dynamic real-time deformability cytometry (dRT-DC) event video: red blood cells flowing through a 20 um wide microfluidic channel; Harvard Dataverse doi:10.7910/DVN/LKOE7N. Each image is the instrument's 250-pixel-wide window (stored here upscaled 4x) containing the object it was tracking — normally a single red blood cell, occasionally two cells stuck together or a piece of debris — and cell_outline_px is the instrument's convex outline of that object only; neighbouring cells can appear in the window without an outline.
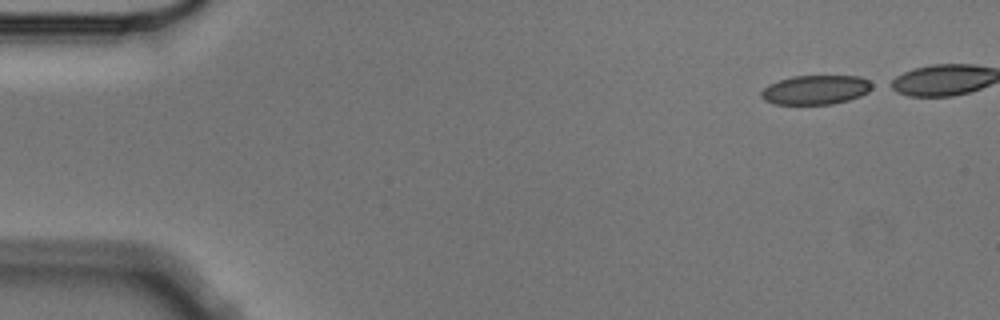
{"species": "Egyptian fruit bat (a non-hibernating species)", "species_latin": "Rousettus aegyptiacus", "temperature_condition": "cold", "stored_images_in_passage": 5, "camera_frame_rate_fps": 3000, "um_per_image_px": 0.085, "animal": {"sex": "male"}, "frame": {"image": 1, "passage_image": 1, "time_ms": 0.0, "image_size_px": [1000, 320], "cell_outline_px": [[876, 88], [860, 96], [848, 100], [832, 104], [772, 104], [764, 100], [760, 96], [760, 92], [768, 84], [792, 76], [860, 76], [876, 84]], "centroid_in_image_um": [69.37, 7.63], "position_along_channel_um": 15.6, "area_um2": 19.19}}
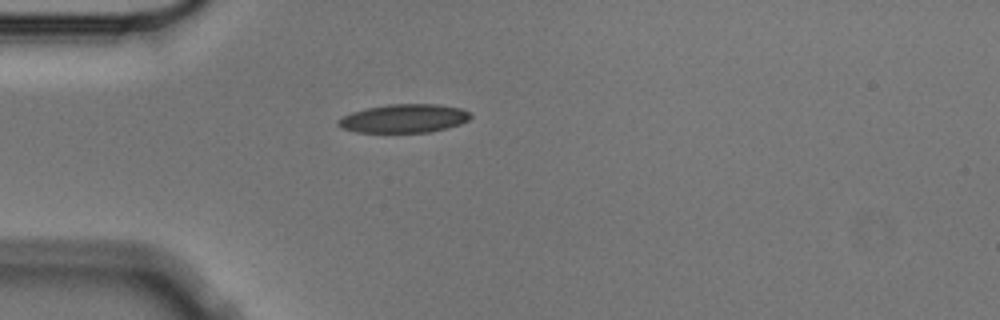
{"frame": {"image": 2, "passage_image": 5, "time_ms": 1.333, "image_size_px": [1000, 320], "cell_outline_px": [[472, 116], [468, 120], [460, 124], [448, 128], [432, 132], [356, 132], [340, 128], [336, 124], [336, 120], [352, 112], [364, 108], [388, 104], [436, 104], [460, 108], [468, 112]], "centroid_in_image_um": [34.31, 10.07], "position_along_channel_um": 50.7, "area_um2": 22.14}}